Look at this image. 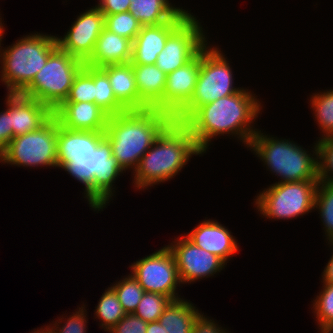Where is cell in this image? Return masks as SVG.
<instances>
[{"mask_svg": "<svg viewBox=\"0 0 333 333\" xmlns=\"http://www.w3.org/2000/svg\"><path fill=\"white\" fill-rule=\"evenodd\" d=\"M57 168L82 183V196L95 213L113 203L116 181L126 173L113 157L105 132L71 130L59 122Z\"/></svg>", "mask_w": 333, "mask_h": 333, "instance_id": "1", "label": "cell"}, {"mask_svg": "<svg viewBox=\"0 0 333 333\" xmlns=\"http://www.w3.org/2000/svg\"><path fill=\"white\" fill-rule=\"evenodd\" d=\"M263 105L254 91L244 87L233 95L200 106L184 124L204 154L210 152L217 137L226 138L225 135L248 148L259 130L255 125L265 108Z\"/></svg>", "mask_w": 333, "mask_h": 333, "instance_id": "2", "label": "cell"}, {"mask_svg": "<svg viewBox=\"0 0 333 333\" xmlns=\"http://www.w3.org/2000/svg\"><path fill=\"white\" fill-rule=\"evenodd\" d=\"M204 156L189 128L173 120L140 159L131 174L135 191H146L180 175L194 156Z\"/></svg>", "mask_w": 333, "mask_h": 333, "instance_id": "3", "label": "cell"}, {"mask_svg": "<svg viewBox=\"0 0 333 333\" xmlns=\"http://www.w3.org/2000/svg\"><path fill=\"white\" fill-rule=\"evenodd\" d=\"M173 120L171 115L155 108L127 110L109 116L105 138L120 167L132 174L143 155Z\"/></svg>", "mask_w": 333, "mask_h": 333, "instance_id": "4", "label": "cell"}, {"mask_svg": "<svg viewBox=\"0 0 333 333\" xmlns=\"http://www.w3.org/2000/svg\"><path fill=\"white\" fill-rule=\"evenodd\" d=\"M263 131H257L247 150L261 161L266 171L279 178L275 183L319 180L317 141L308 149L291 138H278Z\"/></svg>", "mask_w": 333, "mask_h": 333, "instance_id": "5", "label": "cell"}, {"mask_svg": "<svg viewBox=\"0 0 333 333\" xmlns=\"http://www.w3.org/2000/svg\"><path fill=\"white\" fill-rule=\"evenodd\" d=\"M5 31L0 39V82L6 93H21L58 48L56 35L34 31L3 47Z\"/></svg>", "mask_w": 333, "mask_h": 333, "instance_id": "6", "label": "cell"}, {"mask_svg": "<svg viewBox=\"0 0 333 333\" xmlns=\"http://www.w3.org/2000/svg\"><path fill=\"white\" fill-rule=\"evenodd\" d=\"M210 41L200 51V71L190 102L174 117L184 123L200 106L233 95L244 87L235 86L234 70L225 52Z\"/></svg>", "mask_w": 333, "mask_h": 333, "instance_id": "7", "label": "cell"}, {"mask_svg": "<svg viewBox=\"0 0 333 333\" xmlns=\"http://www.w3.org/2000/svg\"><path fill=\"white\" fill-rule=\"evenodd\" d=\"M319 180L273 183L254 197L253 207L266 220H294L315 212Z\"/></svg>", "mask_w": 333, "mask_h": 333, "instance_id": "8", "label": "cell"}, {"mask_svg": "<svg viewBox=\"0 0 333 333\" xmlns=\"http://www.w3.org/2000/svg\"><path fill=\"white\" fill-rule=\"evenodd\" d=\"M84 65L82 60L58 47L21 94L54 111L68 97L73 81Z\"/></svg>", "mask_w": 333, "mask_h": 333, "instance_id": "9", "label": "cell"}, {"mask_svg": "<svg viewBox=\"0 0 333 333\" xmlns=\"http://www.w3.org/2000/svg\"><path fill=\"white\" fill-rule=\"evenodd\" d=\"M58 121L53 115L42 127L14 137L0 154L3 165L57 169Z\"/></svg>", "mask_w": 333, "mask_h": 333, "instance_id": "10", "label": "cell"}, {"mask_svg": "<svg viewBox=\"0 0 333 333\" xmlns=\"http://www.w3.org/2000/svg\"><path fill=\"white\" fill-rule=\"evenodd\" d=\"M129 270L145 292L160 293L173 300L184 297L179 294L183 284L174 255L167 245L131 262Z\"/></svg>", "mask_w": 333, "mask_h": 333, "instance_id": "11", "label": "cell"}, {"mask_svg": "<svg viewBox=\"0 0 333 333\" xmlns=\"http://www.w3.org/2000/svg\"><path fill=\"white\" fill-rule=\"evenodd\" d=\"M191 13L167 38L155 65L166 75L191 61L210 41L202 21Z\"/></svg>", "mask_w": 333, "mask_h": 333, "instance_id": "12", "label": "cell"}, {"mask_svg": "<svg viewBox=\"0 0 333 333\" xmlns=\"http://www.w3.org/2000/svg\"><path fill=\"white\" fill-rule=\"evenodd\" d=\"M167 246L174 255L179 278L184 286L215 277L227 268L228 264L220 257L196 246L184 234L169 240Z\"/></svg>", "mask_w": 333, "mask_h": 333, "instance_id": "13", "label": "cell"}, {"mask_svg": "<svg viewBox=\"0 0 333 333\" xmlns=\"http://www.w3.org/2000/svg\"><path fill=\"white\" fill-rule=\"evenodd\" d=\"M104 28V15L94 5L76 15L63 36L56 35L58 47L85 62L93 53Z\"/></svg>", "mask_w": 333, "mask_h": 333, "instance_id": "14", "label": "cell"}, {"mask_svg": "<svg viewBox=\"0 0 333 333\" xmlns=\"http://www.w3.org/2000/svg\"><path fill=\"white\" fill-rule=\"evenodd\" d=\"M200 71V52L166 78L163 99L154 107L173 118L190 102Z\"/></svg>", "mask_w": 333, "mask_h": 333, "instance_id": "15", "label": "cell"}, {"mask_svg": "<svg viewBox=\"0 0 333 333\" xmlns=\"http://www.w3.org/2000/svg\"><path fill=\"white\" fill-rule=\"evenodd\" d=\"M4 103L10 113L12 139L39 129L53 116L49 106L21 93H6Z\"/></svg>", "mask_w": 333, "mask_h": 333, "instance_id": "16", "label": "cell"}, {"mask_svg": "<svg viewBox=\"0 0 333 333\" xmlns=\"http://www.w3.org/2000/svg\"><path fill=\"white\" fill-rule=\"evenodd\" d=\"M207 218L184 235L196 246L220 257L227 264L238 254L240 244L224 224Z\"/></svg>", "mask_w": 333, "mask_h": 333, "instance_id": "17", "label": "cell"}, {"mask_svg": "<svg viewBox=\"0 0 333 333\" xmlns=\"http://www.w3.org/2000/svg\"><path fill=\"white\" fill-rule=\"evenodd\" d=\"M184 9L173 21L159 25L142 26L132 42L131 64L153 65L162 52L168 36L191 14Z\"/></svg>", "mask_w": 333, "mask_h": 333, "instance_id": "18", "label": "cell"}, {"mask_svg": "<svg viewBox=\"0 0 333 333\" xmlns=\"http://www.w3.org/2000/svg\"><path fill=\"white\" fill-rule=\"evenodd\" d=\"M53 115L59 125L71 130L105 132L109 115L95 103H61Z\"/></svg>", "mask_w": 333, "mask_h": 333, "instance_id": "19", "label": "cell"}, {"mask_svg": "<svg viewBox=\"0 0 333 333\" xmlns=\"http://www.w3.org/2000/svg\"><path fill=\"white\" fill-rule=\"evenodd\" d=\"M109 79L117 101L126 110H144L149 107L141 100L133 72V65L109 64L100 67Z\"/></svg>", "mask_w": 333, "mask_h": 333, "instance_id": "20", "label": "cell"}, {"mask_svg": "<svg viewBox=\"0 0 333 333\" xmlns=\"http://www.w3.org/2000/svg\"><path fill=\"white\" fill-rule=\"evenodd\" d=\"M132 41L121 37L105 27L96 40L91 56L84 62L92 67L131 62Z\"/></svg>", "mask_w": 333, "mask_h": 333, "instance_id": "21", "label": "cell"}, {"mask_svg": "<svg viewBox=\"0 0 333 333\" xmlns=\"http://www.w3.org/2000/svg\"><path fill=\"white\" fill-rule=\"evenodd\" d=\"M186 298L172 300L158 322L165 333H191L197 319L204 313Z\"/></svg>", "mask_w": 333, "mask_h": 333, "instance_id": "22", "label": "cell"}, {"mask_svg": "<svg viewBox=\"0 0 333 333\" xmlns=\"http://www.w3.org/2000/svg\"><path fill=\"white\" fill-rule=\"evenodd\" d=\"M130 13L142 26L173 21L184 9L171 0H130Z\"/></svg>", "mask_w": 333, "mask_h": 333, "instance_id": "23", "label": "cell"}, {"mask_svg": "<svg viewBox=\"0 0 333 333\" xmlns=\"http://www.w3.org/2000/svg\"><path fill=\"white\" fill-rule=\"evenodd\" d=\"M132 65L139 97L149 108H154L163 99L167 75L155 64Z\"/></svg>", "mask_w": 333, "mask_h": 333, "instance_id": "24", "label": "cell"}, {"mask_svg": "<svg viewBox=\"0 0 333 333\" xmlns=\"http://www.w3.org/2000/svg\"><path fill=\"white\" fill-rule=\"evenodd\" d=\"M308 102L314 123H316L320 136L316 140L333 136V88L317 90L309 95Z\"/></svg>", "mask_w": 333, "mask_h": 333, "instance_id": "25", "label": "cell"}, {"mask_svg": "<svg viewBox=\"0 0 333 333\" xmlns=\"http://www.w3.org/2000/svg\"><path fill=\"white\" fill-rule=\"evenodd\" d=\"M93 314V319H98L99 328H102L106 333L126 315L117 294L111 286L105 288Z\"/></svg>", "mask_w": 333, "mask_h": 333, "instance_id": "26", "label": "cell"}, {"mask_svg": "<svg viewBox=\"0 0 333 333\" xmlns=\"http://www.w3.org/2000/svg\"><path fill=\"white\" fill-rule=\"evenodd\" d=\"M321 285V290L314 296L310 307L318 333H333V284Z\"/></svg>", "mask_w": 333, "mask_h": 333, "instance_id": "27", "label": "cell"}, {"mask_svg": "<svg viewBox=\"0 0 333 333\" xmlns=\"http://www.w3.org/2000/svg\"><path fill=\"white\" fill-rule=\"evenodd\" d=\"M94 103L109 116L126 112L117 101L107 74L100 67H93Z\"/></svg>", "mask_w": 333, "mask_h": 333, "instance_id": "28", "label": "cell"}, {"mask_svg": "<svg viewBox=\"0 0 333 333\" xmlns=\"http://www.w3.org/2000/svg\"><path fill=\"white\" fill-rule=\"evenodd\" d=\"M314 211H317L325 242L333 240V183L319 181Z\"/></svg>", "mask_w": 333, "mask_h": 333, "instance_id": "29", "label": "cell"}, {"mask_svg": "<svg viewBox=\"0 0 333 333\" xmlns=\"http://www.w3.org/2000/svg\"><path fill=\"white\" fill-rule=\"evenodd\" d=\"M126 314H132L137 308L145 291L131 272L110 285Z\"/></svg>", "mask_w": 333, "mask_h": 333, "instance_id": "30", "label": "cell"}, {"mask_svg": "<svg viewBox=\"0 0 333 333\" xmlns=\"http://www.w3.org/2000/svg\"><path fill=\"white\" fill-rule=\"evenodd\" d=\"M90 102L94 103L93 67L84 65L76 75L68 97L62 103Z\"/></svg>", "mask_w": 333, "mask_h": 333, "instance_id": "31", "label": "cell"}, {"mask_svg": "<svg viewBox=\"0 0 333 333\" xmlns=\"http://www.w3.org/2000/svg\"><path fill=\"white\" fill-rule=\"evenodd\" d=\"M82 304V305H81ZM77 308L70 314H63L57 317V320H53L52 329L53 333H87L88 329V309L86 302H82ZM62 317V318H61Z\"/></svg>", "mask_w": 333, "mask_h": 333, "instance_id": "32", "label": "cell"}, {"mask_svg": "<svg viewBox=\"0 0 333 333\" xmlns=\"http://www.w3.org/2000/svg\"><path fill=\"white\" fill-rule=\"evenodd\" d=\"M173 299L160 293L145 292L134 315L146 322H156Z\"/></svg>", "mask_w": 333, "mask_h": 333, "instance_id": "33", "label": "cell"}, {"mask_svg": "<svg viewBox=\"0 0 333 333\" xmlns=\"http://www.w3.org/2000/svg\"><path fill=\"white\" fill-rule=\"evenodd\" d=\"M104 27L133 42L141 30L142 25L130 13V11H127L112 15H104Z\"/></svg>", "mask_w": 333, "mask_h": 333, "instance_id": "34", "label": "cell"}, {"mask_svg": "<svg viewBox=\"0 0 333 333\" xmlns=\"http://www.w3.org/2000/svg\"><path fill=\"white\" fill-rule=\"evenodd\" d=\"M317 141L319 181L333 183V136Z\"/></svg>", "mask_w": 333, "mask_h": 333, "instance_id": "35", "label": "cell"}, {"mask_svg": "<svg viewBox=\"0 0 333 333\" xmlns=\"http://www.w3.org/2000/svg\"><path fill=\"white\" fill-rule=\"evenodd\" d=\"M148 322L138 316L126 314L108 333H146Z\"/></svg>", "mask_w": 333, "mask_h": 333, "instance_id": "36", "label": "cell"}, {"mask_svg": "<svg viewBox=\"0 0 333 333\" xmlns=\"http://www.w3.org/2000/svg\"><path fill=\"white\" fill-rule=\"evenodd\" d=\"M211 316L203 313L195 322L191 333H232Z\"/></svg>", "mask_w": 333, "mask_h": 333, "instance_id": "37", "label": "cell"}, {"mask_svg": "<svg viewBox=\"0 0 333 333\" xmlns=\"http://www.w3.org/2000/svg\"><path fill=\"white\" fill-rule=\"evenodd\" d=\"M130 3V0H98L95 6L103 15H112L129 11Z\"/></svg>", "mask_w": 333, "mask_h": 333, "instance_id": "38", "label": "cell"}, {"mask_svg": "<svg viewBox=\"0 0 333 333\" xmlns=\"http://www.w3.org/2000/svg\"><path fill=\"white\" fill-rule=\"evenodd\" d=\"M12 140V126L10 113L4 108L0 111V154L7 148Z\"/></svg>", "mask_w": 333, "mask_h": 333, "instance_id": "39", "label": "cell"}, {"mask_svg": "<svg viewBox=\"0 0 333 333\" xmlns=\"http://www.w3.org/2000/svg\"><path fill=\"white\" fill-rule=\"evenodd\" d=\"M326 246L331 250L330 258L321 273V283L333 284V240L326 242Z\"/></svg>", "mask_w": 333, "mask_h": 333, "instance_id": "40", "label": "cell"}, {"mask_svg": "<svg viewBox=\"0 0 333 333\" xmlns=\"http://www.w3.org/2000/svg\"><path fill=\"white\" fill-rule=\"evenodd\" d=\"M146 333H165V330L158 321L148 322Z\"/></svg>", "mask_w": 333, "mask_h": 333, "instance_id": "41", "label": "cell"}, {"mask_svg": "<svg viewBox=\"0 0 333 333\" xmlns=\"http://www.w3.org/2000/svg\"><path fill=\"white\" fill-rule=\"evenodd\" d=\"M30 333H53L52 323L49 322L48 325L33 329L32 331H30Z\"/></svg>", "mask_w": 333, "mask_h": 333, "instance_id": "42", "label": "cell"}, {"mask_svg": "<svg viewBox=\"0 0 333 333\" xmlns=\"http://www.w3.org/2000/svg\"><path fill=\"white\" fill-rule=\"evenodd\" d=\"M5 27L6 26L4 24V19H3L2 16H0V39H1L2 34H3L4 30H5Z\"/></svg>", "mask_w": 333, "mask_h": 333, "instance_id": "43", "label": "cell"}]
</instances>
